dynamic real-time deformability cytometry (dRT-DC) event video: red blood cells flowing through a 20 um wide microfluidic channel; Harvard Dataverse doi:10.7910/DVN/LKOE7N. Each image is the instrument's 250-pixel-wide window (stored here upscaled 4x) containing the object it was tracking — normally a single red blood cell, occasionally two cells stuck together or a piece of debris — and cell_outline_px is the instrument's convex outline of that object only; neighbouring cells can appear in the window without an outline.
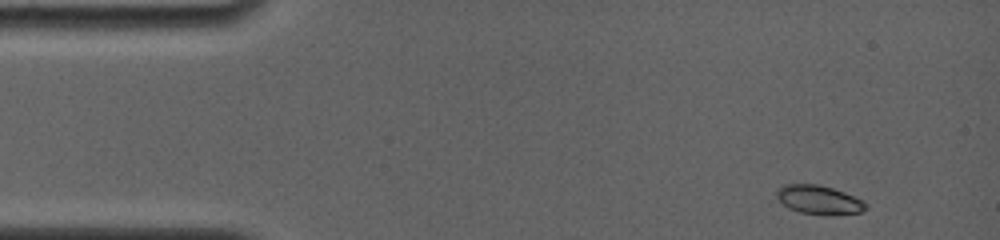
{"species": "common noctule bat (a hibernating species)", "species_latin": "Nyctalus noctula", "temperature_condition": "room temperature", "stored_images_in_passage": 5, "camera_frame_rate_fps": 4000, "um_per_image_px": 0.085, "animal": {"sex": "female", "body_mass_g": 19.0, "forearm_length_mm": 56.7}, "frame": {"image": 1, "passage_image": 1, "time_ms": 0.0, "image_size_px": [1000, 240], "cell_outline_px": [[868, 208], [860, 212], [832, 216], [820, 216], [800, 212], [788, 208], [776, 196], [776, 192], [784, 184], [820, 184], [844, 192], [868, 204]], "centroid_in_image_um": [69.62, 17.01], "position_along_channel_um": 15.4, "area_um2": 15.14}}
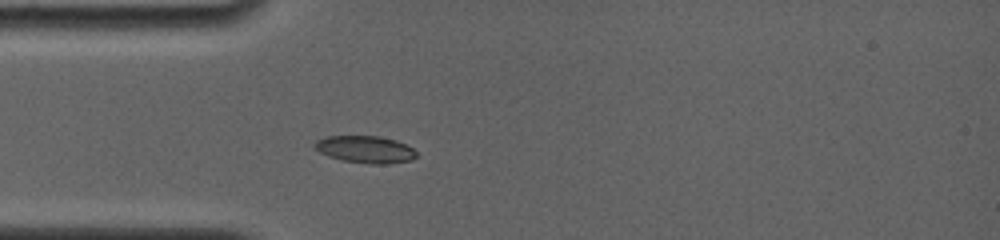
{"frame": {"image": 2, "passage_image": 5, "time_ms": 3.25, "image_size_px": [1000, 240], "cell_outline_px": [[416, 156], [412, 160], [384, 164], [368, 164], [344, 160], [328, 156], [320, 152], [316, 148], [316, 140], [324, 136], [376, 136], [396, 140], [412, 148], [416, 152]], "centroid_in_image_um": [31.06, 12.7], "position_along_channel_um": 53.9, "area_um2": 15.9}}